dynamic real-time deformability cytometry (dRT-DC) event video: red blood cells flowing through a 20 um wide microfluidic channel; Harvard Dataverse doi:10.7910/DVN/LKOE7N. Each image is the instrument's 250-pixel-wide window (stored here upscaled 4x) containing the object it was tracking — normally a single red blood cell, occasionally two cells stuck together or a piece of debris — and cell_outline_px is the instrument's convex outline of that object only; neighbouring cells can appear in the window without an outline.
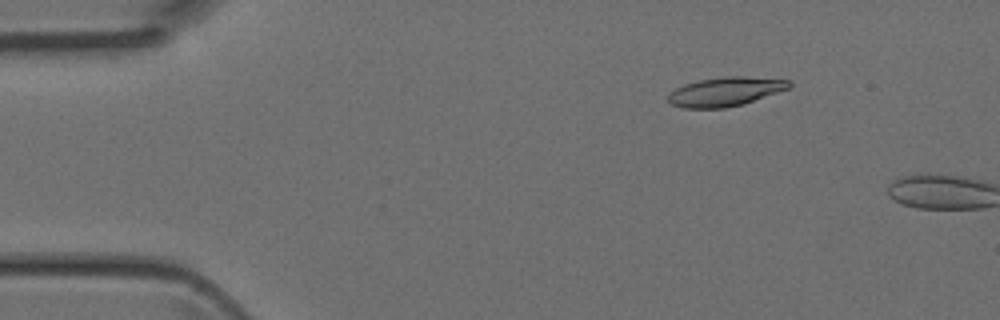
{"species": "Egyptian fruit bat (a non-hibernating species)", "species_latin": "Rousettus aegyptiacus", "temperature_condition": "room temperature", "stored_images_in_passage": 3, "camera_frame_rate_fps": 3000, "um_per_image_px": 0.085, "animal": {"sex": "female"}, "frame": {"image": 1, "passage_image": 2, "time_ms": 0.333, "image_size_px": [1000, 320], "cell_outline_px": [[792, 84], [788, 88], [744, 104], [724, 108], [684, 108], [672, 104], [668, 100], [668, 92], [684, 84], [700, 80], [724, 76], [744, 76], [792, 80]], "centroid_in_image_um": [61.64, 7.78], "position_along_channel_um": 23.4, "area_um2": 20.46}}